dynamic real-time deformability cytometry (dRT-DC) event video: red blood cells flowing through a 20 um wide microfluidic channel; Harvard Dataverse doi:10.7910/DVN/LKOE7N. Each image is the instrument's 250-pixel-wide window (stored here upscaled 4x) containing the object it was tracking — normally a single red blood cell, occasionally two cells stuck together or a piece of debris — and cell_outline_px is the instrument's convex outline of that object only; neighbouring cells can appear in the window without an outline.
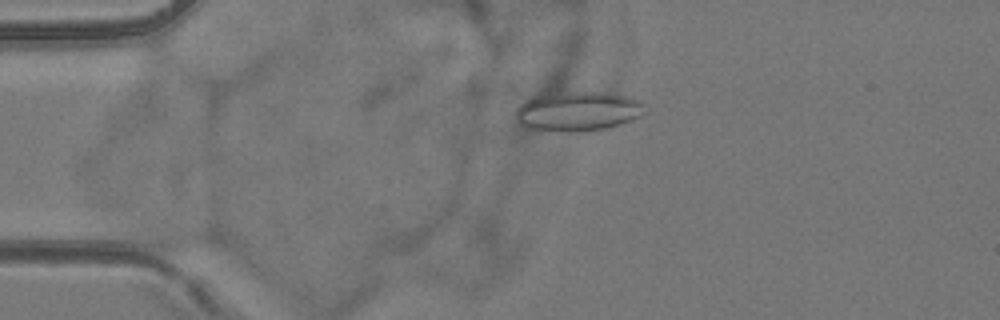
{"species": "common noctule bat (a hibernating species)", "species_latin": "Nyctalus noctula", "temperature_condition": "room temperature", "stored_images_in_passage": 50, "camera_frame_rate_fps": 3000, "um_per_image_px": 0.085, "animal": {"sex": "female", "body_mass_g": 24.6, "forearm_length_mm": 56.2}, "frame": {"image": 1, "passage_image": 8, "time_ms": 2.333, "image_size_px": [1000, 320], "cell_outline_px": [[648, 112], [632, 120], [608, 128], [568, 132], [532, 128], [520, 124], [516, 120], [516, 108], [528, 96], [536, 92], [600, 92], [632, 96], [640, 100], [644, 104]], "centroid_in_image_um": [49.11, 9.41], "position_along_channel_um": 35.9, "area_um2": 30.46}}
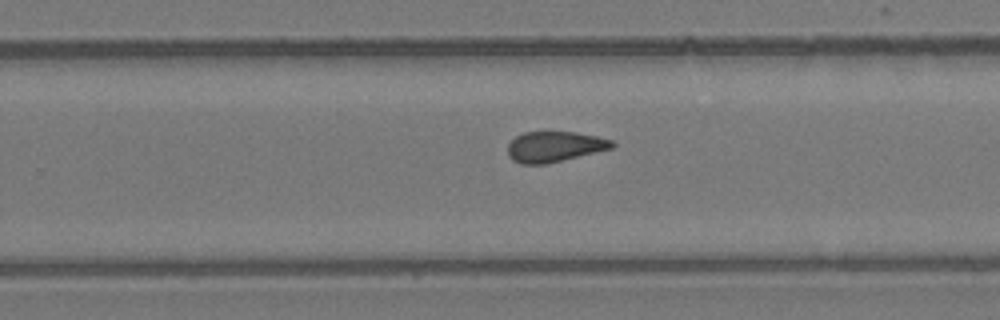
{"frame": {"image": 2, "passage_image": 30, "time_ms": 9.667, "image_size_px": [1000, 320], "cell_outline_px": [[616, 144], [612, 148], [548, 164], [520, 164], [512, 160], [508, 156], [508, 144], [516, 136], [524, 132], [576, 132], [596, 136], [612, 140]], "centroid_in_image_um": [47.12, 12.47], "position_along_channel_um": 282.7, "area_um2": 18.61}}
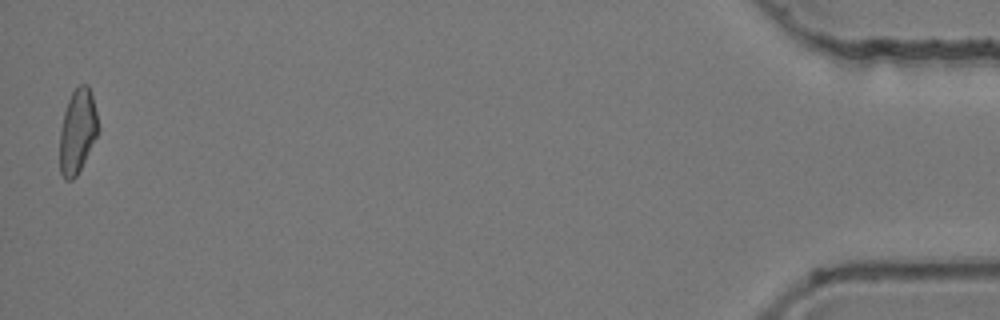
{"frame": {"image": 3, "passage_image": 49, "time_ms": 16.0, "image_size_px": [1000, 320], "cell_outline_px": [[100, 128], [76, 176], [72, 180], [64, 180], [60, 172], [60, 128], [64, 112], [68, 100], [72, 92], [80, 84], [88, 84], [92, 96]], "centroid_in_image_um": [6.58, 11.14], "position_along_channel_um": 428.6, "area_um2": 18.67}, "authors_computed_cell_mechanics": {"area_um2": 19.363, "velocity_mm_per_s": 3.8695, "shape_relaxation_time_tau1_ms": null, "shape_relaxation_time_tau2_ms": 1.9411, "deformation_change_tau1": null, "deformation_change_tau2": 0.0945}}